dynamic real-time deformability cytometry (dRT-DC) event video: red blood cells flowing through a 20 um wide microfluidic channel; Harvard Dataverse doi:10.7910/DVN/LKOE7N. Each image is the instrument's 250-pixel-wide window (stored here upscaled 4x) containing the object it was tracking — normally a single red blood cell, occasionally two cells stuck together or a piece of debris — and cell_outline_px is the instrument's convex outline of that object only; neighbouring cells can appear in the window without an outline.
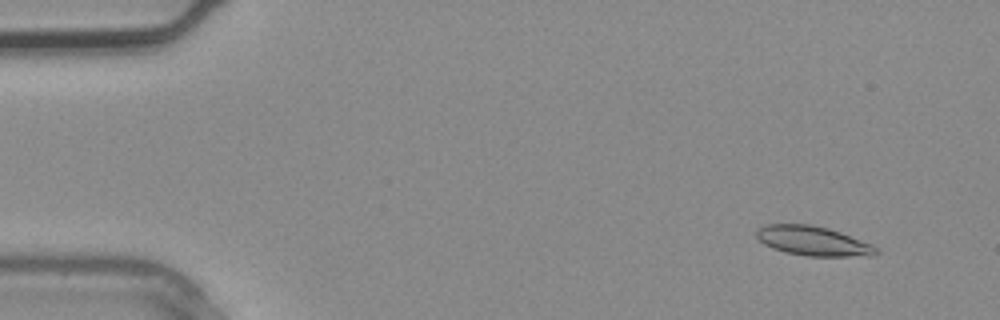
{"species": "common noctule bat (a hibernating species)", "species_latin": "Nyctalus noctula", "temperature_condition": "warm", "stored_images_in_passage": 2, "segment_of_instrument_passage": [2, 2], "camera_frame_rate_fps": 3000, "um_per_image_px": 0.085, "animal": {"sex": "male", "body_mass_g": 20.4}, "frame": {"image": 1, "passage_image": 2, "time_ms": 0.333, "image_size_px": [1000, 320], "cell_outline_px": [[880, 252], [872, 256], [808, 256], [784, 252], [772, 248], [764, 244], [756, 236], [756, 232], [764, 224], [808, 224], [828, 228], [840, 232], [872, 244]], "centroid_in_image_um": [69.11, 20.48], "position_along_channel_um": 15.9, "area_um2": 20.52}}